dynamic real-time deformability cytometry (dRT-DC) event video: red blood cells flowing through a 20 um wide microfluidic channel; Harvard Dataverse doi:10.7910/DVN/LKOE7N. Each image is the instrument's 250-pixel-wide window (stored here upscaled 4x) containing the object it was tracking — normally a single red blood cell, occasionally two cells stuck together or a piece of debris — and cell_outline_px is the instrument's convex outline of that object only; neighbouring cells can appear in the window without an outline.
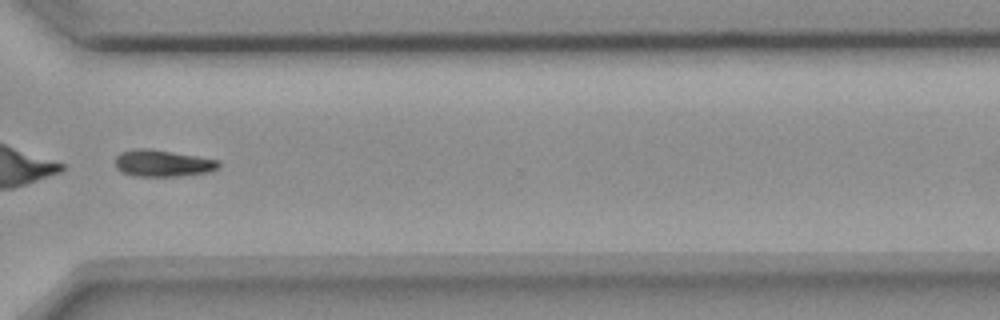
{"species": "common noctule bat (a hibernating species)", "species_latin": "Nyctalus noctula", "temperature_condition": "room temperature", "stored_images_in_passage": 40, "camera_frame_rate_fps": 3000, "um_per_image_px": 0.085, "animal": {"sex": "female", "body_mass_g": 18.4}, "frame": {"image": 1, "passage_image": 34, "time_ms": 11.0, "image_size_px": [1000, 320], "cell_outline_px": [[220, 168], [212, 172], [176, 176], [136, 176], [124, 172], [116, 168], [116, 156], [120, 152], [136, 148], [148, 148], [220, 160]], "centroid_in_image_um": [13.87, 13.87], "position_along_channel_um": 356.7, "area_um2": 16.13}, "authors_computed_cell_mechanics": {"area_um2": 17.0799, "velocity_mm_per_s": 3.6679, "shape_relaxation_time_tau1_ms": 3.3468, "shape_relaxation_time_tau2_ms": null, "deformation_change_tau1": 0.1324, "deformation_change_tau2": null}}